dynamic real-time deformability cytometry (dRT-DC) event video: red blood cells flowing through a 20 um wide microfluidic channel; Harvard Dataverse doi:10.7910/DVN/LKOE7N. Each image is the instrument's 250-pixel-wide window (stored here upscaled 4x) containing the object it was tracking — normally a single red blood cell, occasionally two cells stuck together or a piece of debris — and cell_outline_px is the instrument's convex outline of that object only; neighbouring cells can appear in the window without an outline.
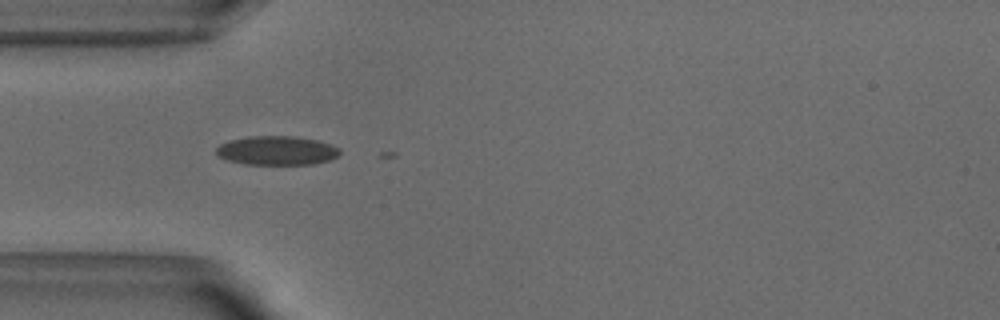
{"species": "common noctule bat (a hibernating species)", "species_latin": "Nyctalus noctula", "temperature_condition": "warm", "stored_images_in_passage": 2, "camera_frame_rate_fps": 3000, "um_per_image_px": 0.085, "animal": {"sex": "male", "body_mass_g": 18.8}, "frame": {"image": 1, "passage_image": 1, "time_ms": 0.0, "image_size_px": [1000, 320], "cell_outline_px": [[340, 152], [336, 156], [328, 160], [312, 164], [244, 164], [228, 160], [216, 156], [216, 148], [220, 144], [228, 140], [248, 136], [292, 136], [316, 140], [332, 144], [340, 148]], "centroid_in_image_um": [23.49, 12.79], "position_along_channel_um": 61.5, "area_um2": 20.92}}